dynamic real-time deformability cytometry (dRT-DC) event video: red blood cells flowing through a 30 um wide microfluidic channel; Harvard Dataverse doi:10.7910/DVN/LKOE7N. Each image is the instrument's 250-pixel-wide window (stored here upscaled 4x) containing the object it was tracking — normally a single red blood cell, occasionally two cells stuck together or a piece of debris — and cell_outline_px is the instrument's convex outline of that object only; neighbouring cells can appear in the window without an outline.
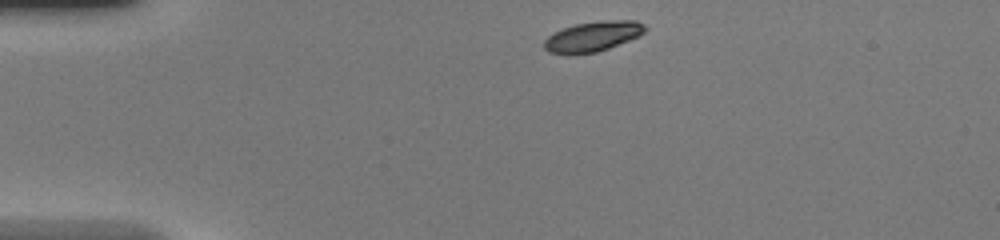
{"species": "common noctule bat (a hibernating species)", "species_latin": "Nyctalus noctula", "temperature_condition": "warm", "stored_images_in_passage": 38, "camera_frame_rate_fps": 3000, "um_per_image_px": 0.085, "animal": {"sex": "female", "body_mass_g": 20.0, "forearm_length_mm": 54.0}, "frame": {"image": 1, "passage_image": 1, "time_ms": 0.0, "image_size_px": [1000, 240], "cell_outline_px": [[648, 28], [640, 36], [608, 48], [596, 52], [568, 56], [548, 52], [544, 48], [544, 40], [548, 36], [564, 28], [576, 24], [604, 20], [636, 20], [644, 24]], "centroid_in_image_um": [50.39, 3.11], "position_along_channel_um": 34.6, "area_um2": 17.92}}
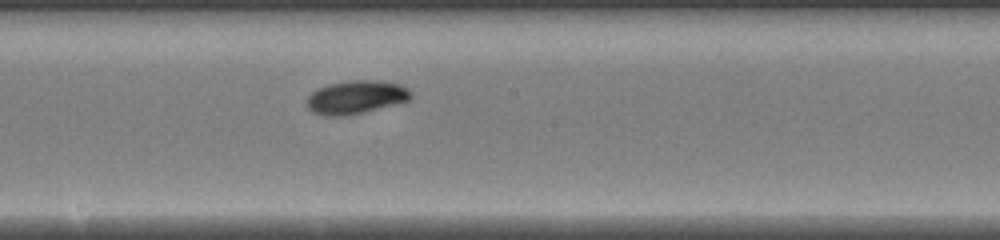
{"frame": {"image": 2, "passage_image": 17, "time_ms": 5.333, "image_size_px": [1000, 240], "cell_outline_px": [[412, 96], [408, 100], [364, 112], [344, 116], [324, 116], [312, 112], [308, 108], [308, 96], [316, 88], [328, 84], [348, 80], [376, 80], [400, 84], [408, 88], [412, 92]], "centroid_in_image_um": [30.24, 8.25], "position_along_channel_um": 218.0, "area_um2": 20.23}}
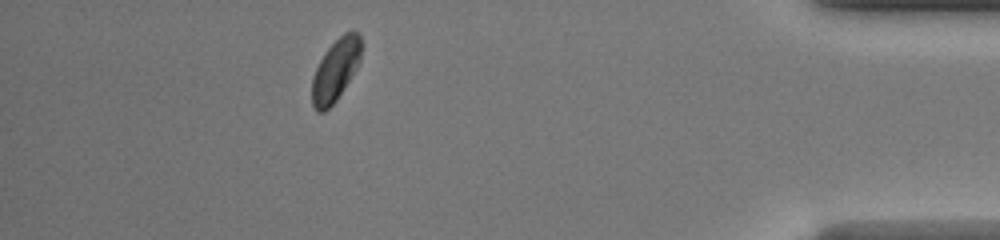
{"frame": {"image": 3, "passage_image": 33, "time_ms": 10.667, "image_size_px": [1000, 240], "cell_outline_px": [[360, 60], [356, 68], [336, 100], [324, 112], [316, 112], [312, 104], [312, 76], [324, 52], [344, 32], [356, 32], [360, 36]], "centroid_in_image_um": [28.48, 5.98], "position_along_channel_um": 406.7, "area_um2": 17.4}}